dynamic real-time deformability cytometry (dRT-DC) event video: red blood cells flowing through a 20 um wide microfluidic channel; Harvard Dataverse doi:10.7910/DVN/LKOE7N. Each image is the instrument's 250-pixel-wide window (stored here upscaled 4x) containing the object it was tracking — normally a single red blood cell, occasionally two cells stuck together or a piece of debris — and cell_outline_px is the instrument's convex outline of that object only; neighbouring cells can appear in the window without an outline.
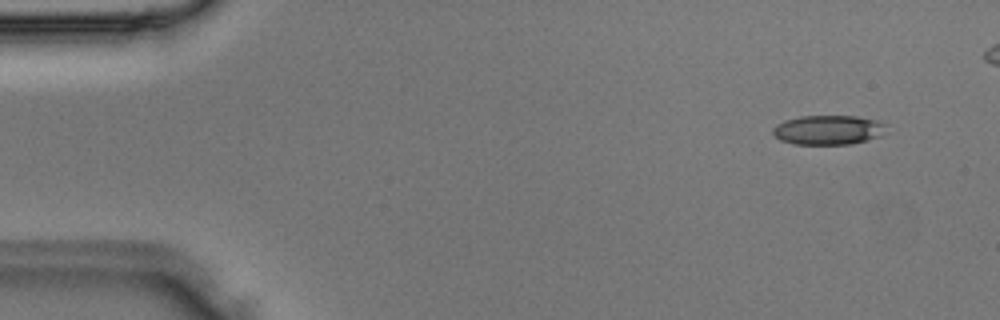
{"species": "Egyptian fruit bat (a non-hibernating species)", "species_latin": "Rousettus aegyptiacus", "temperature_condition": "room temperature", "stored_images_in_passage": 4, "camera_frame_rate_fps": 3000, "um_per_image_px": 0.085, "animal": {"sex": "male"}, "frame": {"image": 1, "passage_image": 1, "time_ms": 0.0, "image_size_px": [1000, 320], "cell_outline_px": [[888, 124], [880, 136], [868, 140], [852, 144], [792, 144], [780, 140], [772, 132], [772, 128], [776, 124], [784, 120], [800, 116], [856, 116], [880, 120]], "centroid_in_image_um": [70.41, 11.04], "position_along_channel_um": 14.6, "area_um2": 19.71}}